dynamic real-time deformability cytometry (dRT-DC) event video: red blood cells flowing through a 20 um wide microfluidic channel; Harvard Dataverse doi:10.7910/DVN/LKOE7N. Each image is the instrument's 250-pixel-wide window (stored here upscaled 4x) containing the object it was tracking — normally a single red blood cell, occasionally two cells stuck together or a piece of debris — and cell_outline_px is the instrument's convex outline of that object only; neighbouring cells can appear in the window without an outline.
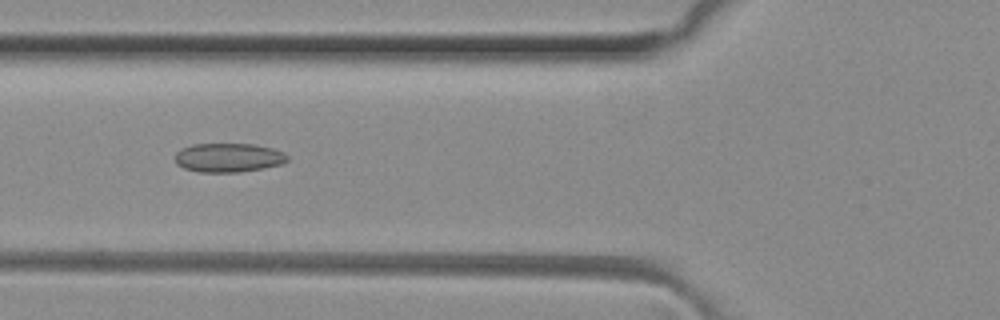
{"species": "common noctule bat (a hibernating species)", "species_latin": "Nyctalus noctula", "temperature_condition": "room temperature", "stored_images_in_passage": 31, "camera_frame_rate_fps": 3000, "um_per_image_px": 0.085, "animal": {"sex": "female", "body_mass_g": 29.2, "forearm_length_mm": 56.3}, "frame": {"image": 1, "passage_image": 6, "time_ms": 1.667, "image_size_px": [1000, 320], "cell_outline_px": [[288, 160], [280, 164], [264, 168], [240, 172], [196, 172], [184, 168], [176, 164], [176, 152], [180, 148], [192, 144], [256, 144], [272, 148], [284, 152], [288, 156]], "centroid_in_image_um": [19.4, 13.4], "position_along_channel_um": 106.4, "area_um2": 19.13}}
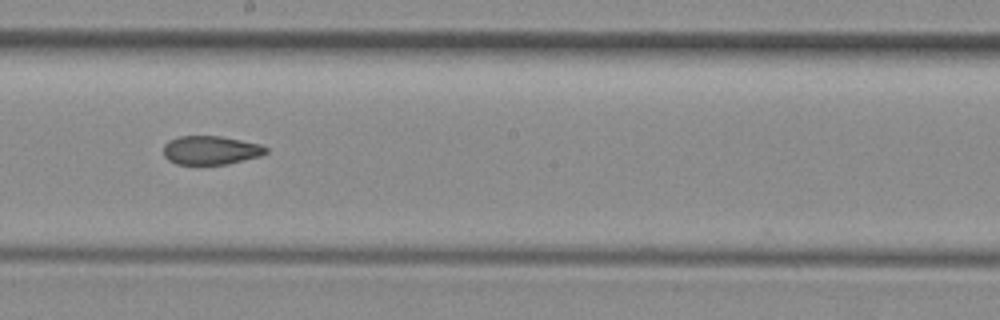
{"frame": {"image": 2, "passage_image": 15, "time_ms": 4.667, "image_size_px": [1000, 320], "cell_outline_px": [[268, 152], [260, 156], [228, 164], [176, 164], [168, 160], [164, 156], [164, 144], [168, 140], [180, 136], [220, 136], [260, 144], [268, 148]], "centroid_in_image_um": [17.91, 12.77], "position_along_channel_um": 230.3, "area_um2": 17.17}}
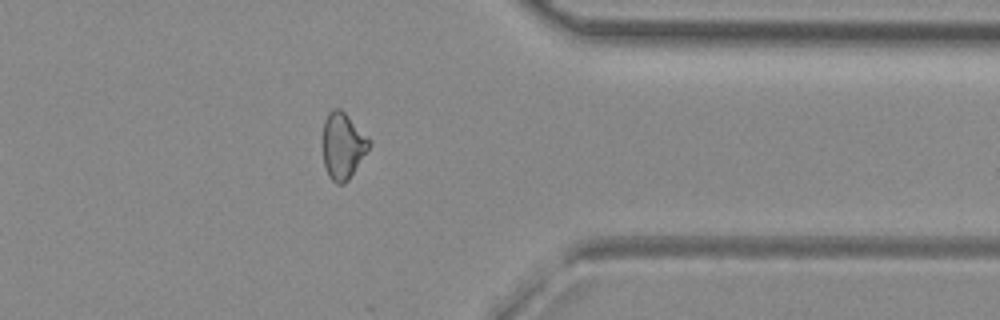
{"frame": {"image": 3, "passage_image": 27, "time_ms": 8.667, "image_size_px": [1000, 320], "cell_outline_px": [[372, 144], [348, 180], [344, 184], [336, 184], [328, 176], [324, 164], [324, 120], [328, 112], [332, 108], [340, 108], [372, 140]], "centroid_in_image_um": [29.16, 12.38], "position_along_channel_um": 382.2, "area_um2": 17.86}, "authors_computed_cell_mechanics": {"area_um2": 18.0914, "velocity_mm_per_s": 4.1258, "shape_relaxation_time_tau1_ms": null, "shape_relaxation_time_tau2_ms": 3.903, "deformation_change_tau1": null, "deformation_change_tau2": 0.1028}}